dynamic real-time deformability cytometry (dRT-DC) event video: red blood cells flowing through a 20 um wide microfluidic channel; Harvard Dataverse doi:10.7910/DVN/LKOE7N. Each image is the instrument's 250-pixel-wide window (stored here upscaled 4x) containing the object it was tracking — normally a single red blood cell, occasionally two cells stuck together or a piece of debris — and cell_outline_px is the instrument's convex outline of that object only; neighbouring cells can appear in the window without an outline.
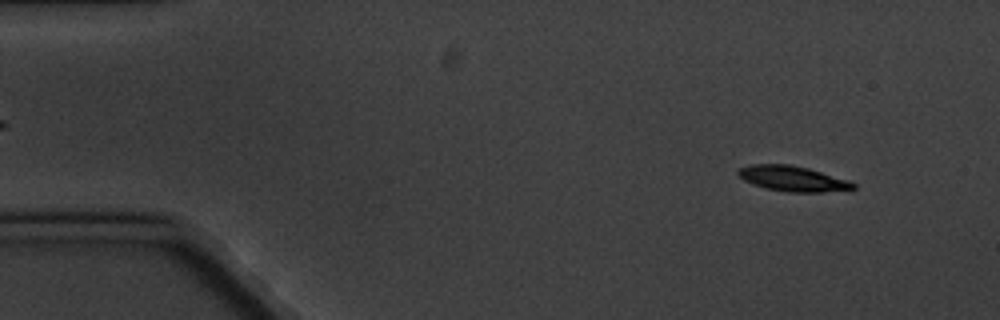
{"species": "common noctule bat (a hibernating species)", "species_latin": "Nyctalus noctula", "temperature_condition": "cold", "stored_images_in_passage": 4, "camera_frame_rate_fps": 3000, "um_per_image_px": 0.085, "animal": {"sex": "male", "body_mass_g": 20.1, "forearm_length_mm": 53.5}, "frame": {"image": 1, "passage_image": 1, "time_ms": 0.0, "image_size_px": [1000, 320], "cell_outline_px": [[856, 188], [852, 192], [788, 192], [764, 188], [752, 184], [744, 180], [736, 172], [740, 168], [752, 164], [788, 164], [808, 168], [848, 180], [856, 184]], "centroid_in_image_um": [67.46, 15.21], "position_along_channel_um": 17.5, "area_um2": 17.28}}
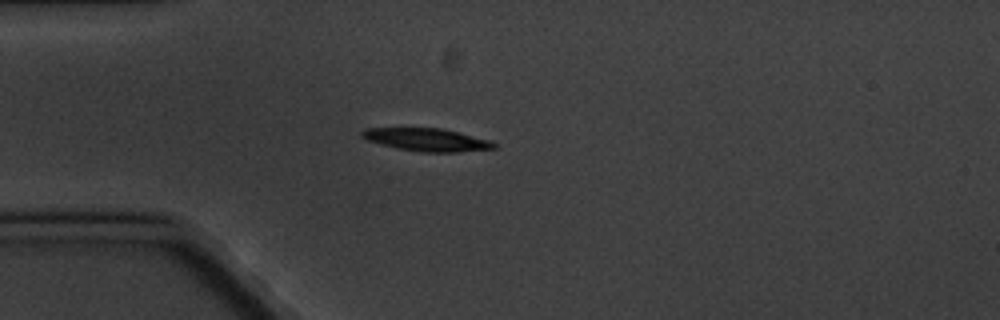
{"frame": {"image": 2, "passage_image": 4, "time_ms": 3.333, "image_size_px": [1000, 320], "cell_outline_px": [[496, 148], [456, 152], [420, 152], [396, 148], [380, 144], [368, 140], [360, 136], [360, 132], [364, 128], [440, 128], [488, 140], [496, 144]], "centroid_in_image_um": [36.21, 11.88], "position_along_channel_um": 48.8, "area_um2": 17.34}}